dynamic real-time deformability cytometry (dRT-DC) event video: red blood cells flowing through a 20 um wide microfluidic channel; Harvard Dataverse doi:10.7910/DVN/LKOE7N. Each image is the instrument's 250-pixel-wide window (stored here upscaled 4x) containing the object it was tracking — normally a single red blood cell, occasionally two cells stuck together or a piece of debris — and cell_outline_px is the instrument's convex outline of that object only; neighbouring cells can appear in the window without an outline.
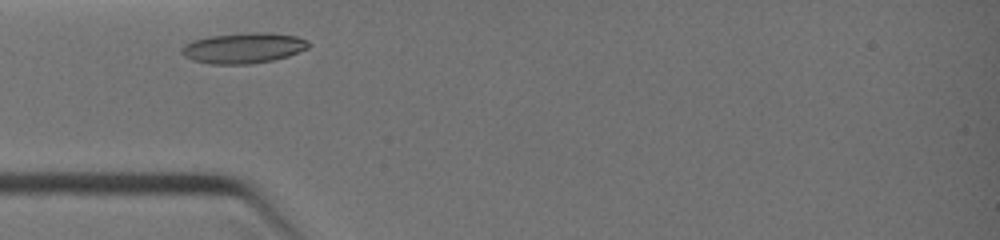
{"species": "common noctule bat (a hibernating species)", "species_latin": "Nyctalus noctula", "temperature_condition": "warm", "stored_images_in_passage": 19, "camera_frame_rate_fps": 3000, "um_per_image_px": 0.085, "animal": {"sex": "female", "body_mass_g": 19.0, "forearm_length_mm": 51.5}, "frame": {"image": 1, "passage_image": 2, "time_ms": 0.333, "image_size_px": [1000, 240], "cell_outline_px": [[308, 48], [288, 56], [272, 60], [252, 64], [212, 64], [192, 60], [184, 56], [180, 52], [180, 48], [184, 44], [192, 40], [208, 36], [248, 32], [272, 32], [296, 36], [308, 40]], "centroid_in_image_um": [20.66, 4.07], "position_along_channel_um": 64.3, "area_um2": 22.83}}
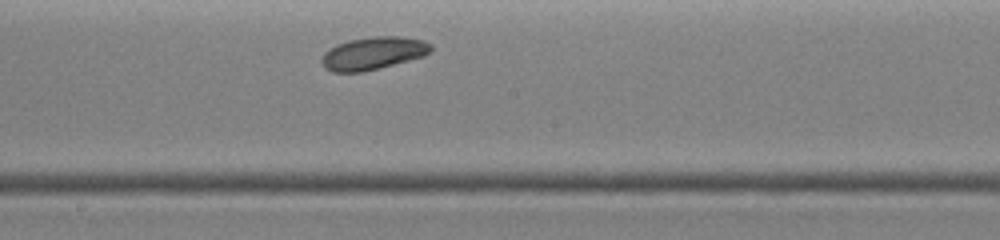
{"frame": {"image": 2, "passage_image": 10, "time_ms": 3.333, "image_size_px": [1000, 240], "cell_outline_px": [[432, 48], [424, 56], [360, 72], [332, 72], [324, 68], [320, 60], [324, 52], [336, 44], [348, 40], [372, 36], [400, 36], [424, 40], [432, 44]], "centroid_in_image_um": [31.68, 4.51], "position_along_channel_um": 216.5, "area_um2": 20.75}}
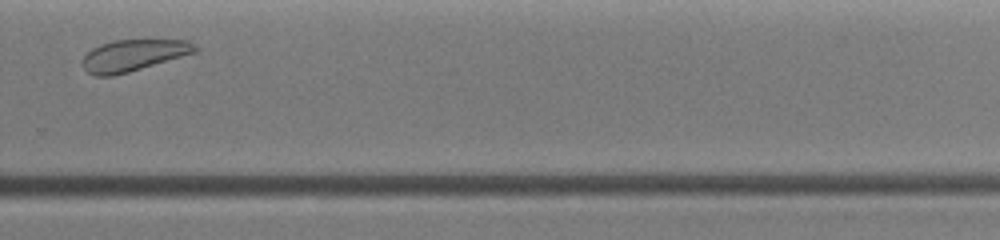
{"frame": {"image": 3, "passage_image": 16, "time_ms": 5.333, "image_size_px": [1000, 240], "cell_outline_px": [[196, 52], [128, 72], [112, 76], [92, 76], [80, 64], [80, 60], [92, 48], [100, 44], [116, 40], [188, 40], [196, 48]], "centroid_in_image_um": [11.25, 4.71], "position_along_channel_um": 318.5, "area_um2": 20.52}}